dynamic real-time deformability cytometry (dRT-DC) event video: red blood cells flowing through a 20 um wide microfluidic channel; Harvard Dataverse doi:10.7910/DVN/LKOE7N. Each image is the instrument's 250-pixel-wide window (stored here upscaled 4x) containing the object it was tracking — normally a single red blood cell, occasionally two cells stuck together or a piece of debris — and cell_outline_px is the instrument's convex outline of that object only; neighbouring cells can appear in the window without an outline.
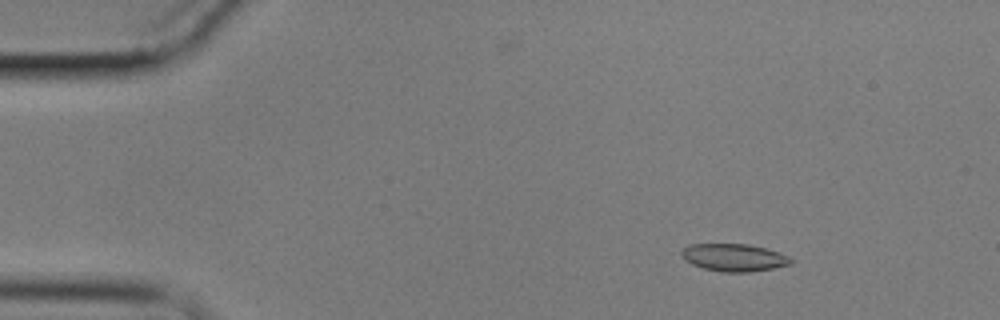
{"species": "common noctule bat (a hibernating species)", "species_latin": "Nyctalus noctula", "temperature_condition": "cold", "stored_images_in_passage": 62, "camera_frame_rate_fps": 3000, "um_per_image_px": 0.085, "animal": {"sex": "male", "body_mass_g": 17.9}, "frame": {"image": 1, "passage_image": 9, "time_ms": 2.667, "image_size_px": [1000, 320], "cell_outline_px": [[792, 264], [772, 268], [748, 272], [720, 272], [704, 268], [692, 264], [684, 260], [680, 252], [688, 244], [748, 244], [780, 252], [788, 256], [792, 260]], "centroid_in_image_um": [62.37, 21.89], "position_along_channel_um": 22.6, "area_um2": 17.51}}
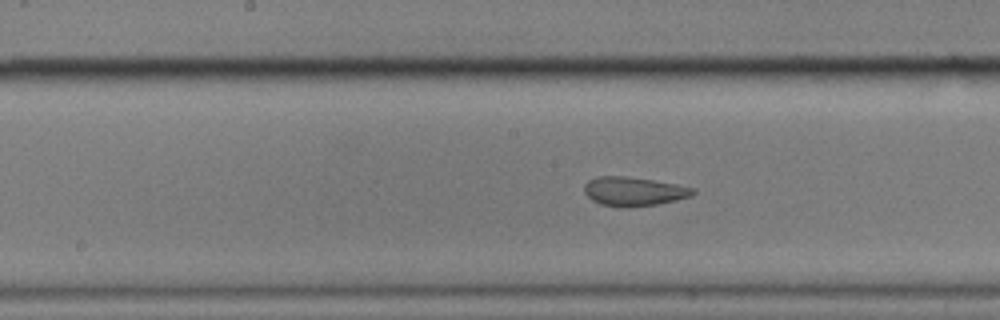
{"frame": {"image": 2, "passage_image": 32, "time_ms": 10.333, "image_size_px": [1000, 320], "cell_outline_px": [[696, 192], [692, 196], [676, 200], [656, 204], [620, 208], [600, 204], [592, 200], [584, 192], [584, 184], [588, 180], [596, 176], [624, 176], [652, 180], [676, 184], [692, 188]], "centroid_in_image_um": [53.83, 16.27], "position_along_channel_um": 194.4, "area_um2": 18.32}}
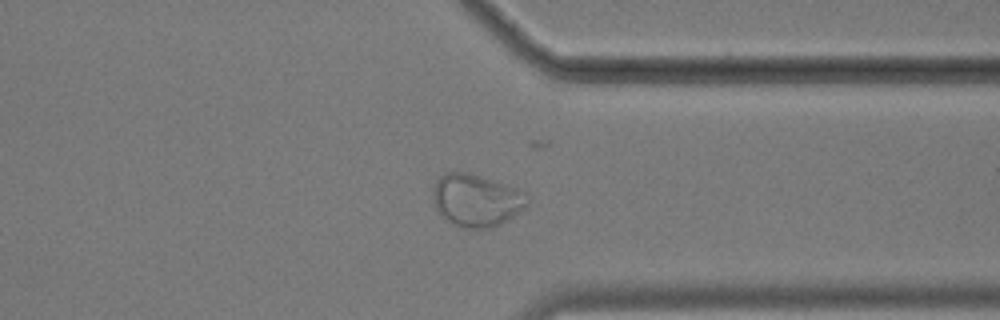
{"frame": {"image": 3, "passage_image": 48, "time_ms": 15.667, "image_size_px": [1000, 320], "cell_outline_px": [[528, 204], [524, 208], [500, 224], [492, 228], [456, 228], [436, 208], [432, 196], [432, 188], [436, 180], [444, 172], [468, 172], [516, 188], [524, 192], [528, 196]], "centroid_in_image_um": [40.46, 17.02], "position_along_channel_um": 370.9, "area_um2": 28.78}}